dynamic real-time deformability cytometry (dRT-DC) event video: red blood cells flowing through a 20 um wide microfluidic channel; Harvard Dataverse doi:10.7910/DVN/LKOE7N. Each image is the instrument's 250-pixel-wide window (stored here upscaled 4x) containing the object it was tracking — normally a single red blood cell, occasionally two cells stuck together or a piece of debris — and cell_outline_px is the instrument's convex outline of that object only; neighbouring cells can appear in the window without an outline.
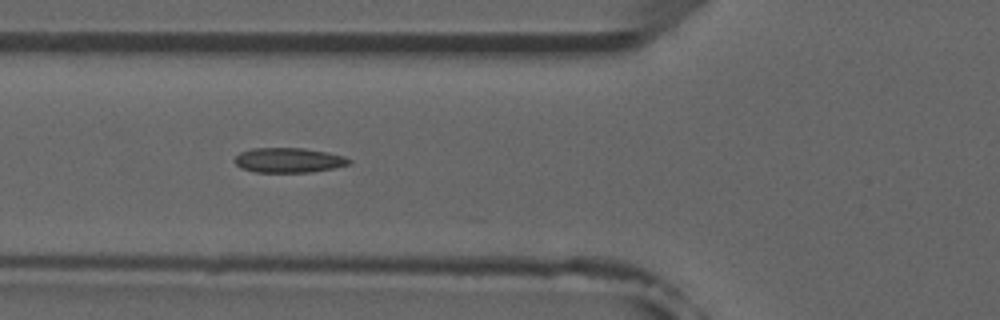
{"species": "common noctule bat (a hibernating species)", "species_latin": "Nyctalus noctula", "temperature_condition": "room temperature", "stored_images_in_passage": 7, "camera_frame_rate_fps": 3000, "um_per_image_px": 0.085, "animal": {"sex": "male", "forearm_length_mm": 52.5}, "frame": {"image": 1, "passage_image": 6, "time_ms": 6.0, "image_size_px": [1000, 320], "cell_outline_px": [[352, 164], [312, 172], [256, 172], [240, 168], [232, 160], [240, 152], [252, 148], [304, 148], [328, 152], [344, 156], [352, 160]], "centroid_in_image_um": [24.54, 13.61], "position_along_channel_um": 101.3, "area_um2": 16.7}}
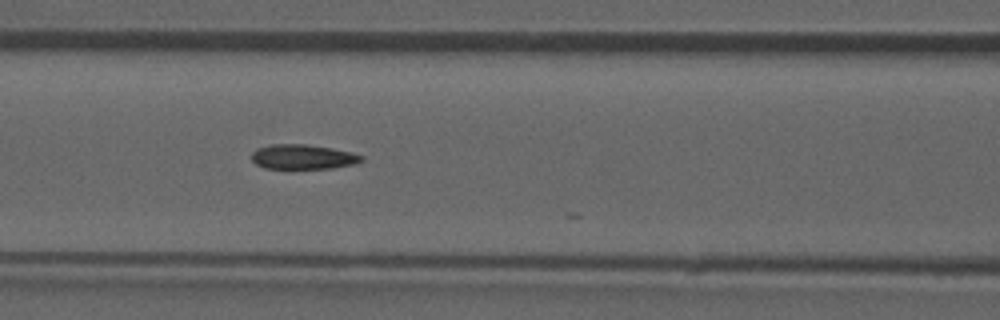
{"frame": {"image": 2, "passage_image": 7, "time_ms": 7.0, "image_size_px": [1000, 320], "cell_outline_px": [[364, 160], [356, 164], [332, 168], [264, 168], [256, 164], [252, 160], [252, 152], [256, 148], [272, 144], [308, 144], [332, 148], [352, 152], [364, 156]], "centroid_in_image_um": [25.77, 13.32], "position_along_channel_um": 140.8, "area_um2": 15.95}}